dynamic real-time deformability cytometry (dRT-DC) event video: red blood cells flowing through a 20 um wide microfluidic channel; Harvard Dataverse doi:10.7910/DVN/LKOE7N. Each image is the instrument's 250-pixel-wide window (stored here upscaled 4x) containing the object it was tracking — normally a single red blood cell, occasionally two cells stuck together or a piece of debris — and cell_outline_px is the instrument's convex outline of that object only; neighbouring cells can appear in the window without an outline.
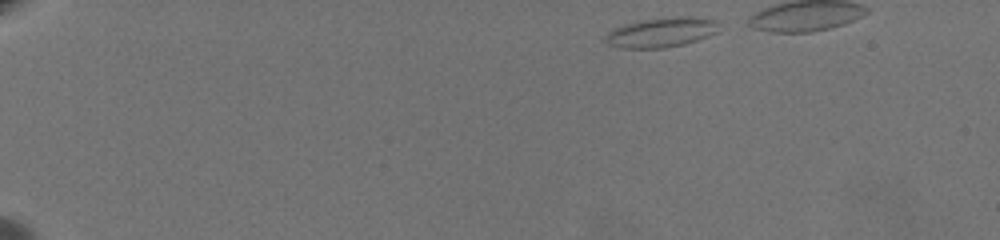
{"species": "common noctule bat (a hibernating species)", "species_latin": "Nyctalus noctula", "temperature_condition": "warm", "stored_images_in_passage": 51, "camera_frame_rate_fps": 3000, "um_per_image_px": 0.085, "animal": {"sex": "female", "body_mass_g": 19.5, "forearm_length_mm": 54.1}, "frame": {"image": 1, "passage_image": 1, "time_ms": 0.0, "image_size_px": [1000, 240], "cell_outline_px": [[716, 32], [708, 36], [684, 44], [664, 48], [624, 48], [608, 44], [604, 40], [604, 36], [608, 32], [624, 24], [644, 20], [684, 16], [692, 16], [716, 20]], "centroid_in_image_um": [56.18, 2.76], "position_along_channel_um": 28.8, "area_um2": 19.31}}
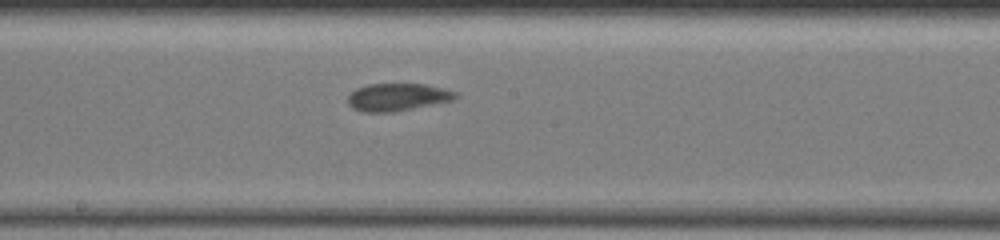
{"frame": {"image": 2, "passage_image": 29, "time_ms": 9.333, "image_size_px": [1000, 240], "cell_outline_px": [[460, 96], [452, 100], [392, 112], [364, 112], [352, 108], [348, 104], [348, 96], [356, 88], [368, 84], [424, 84], [444, 88], [456, 92]], "centroid_in_image_um": [33.77, 8.25], "position_along_channel_um": 214.4, "area_um2": 17.17}}
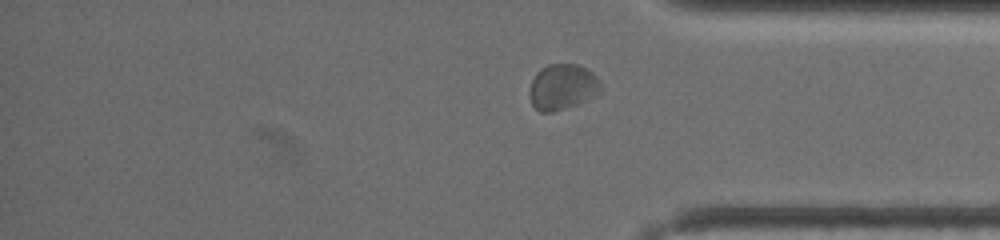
{"frame": {"image": 3, "passage_image": 45, "time_ms": 14.667, "image_size_px": [1000, 240], "cell_outline_px": [[604, 88], [600, 92], [576, 104], [552, 112], [540, 112], [532, 104], [532, 80], [536, 72], [540, 68], [548, 64], [576, 64], [592, 72], [600, 80]], "centroid_in_image_um": [47.85, 7.36], "position_along_channel_um": 387.4, "area_um2": 18.61}}